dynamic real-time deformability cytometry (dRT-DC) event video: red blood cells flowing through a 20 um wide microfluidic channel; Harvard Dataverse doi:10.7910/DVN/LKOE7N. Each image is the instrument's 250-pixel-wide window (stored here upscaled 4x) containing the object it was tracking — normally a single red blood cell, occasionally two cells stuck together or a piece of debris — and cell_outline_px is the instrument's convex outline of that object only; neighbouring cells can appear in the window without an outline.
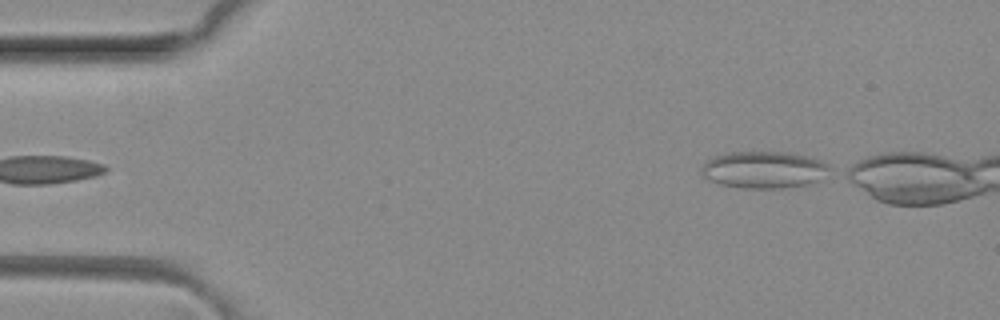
{"species": "common noctule bat (a hibernating species)", "species_latin": "Nyctalus noctula", "temperature_condition": "room temperature", "stored_images_in_passage": 3, "camera_frame_rate_fps": 3000, "um_per_image_px": 0.085, "animal": {"sex": "female", "body_mass_g": 29.2, "forearm_length_mm": 56.3}, "frame": {"image": 1, "passage_image": 1, "time_ms": 0.0, "image_size_px": [1000, 320], "cell_outline_px": [[832, 168], [820, 180], [808, 184], [780, 188], [744, 188], [720, 184], [708, 180], [704, 176], [700, 168], [708, 160], [724, 152], [792, 152], [824, 160]], "centroid_in_image_um": [64.97, 14.41], "position_along_channel_um": 20.0, "area_um2": 27.8}}